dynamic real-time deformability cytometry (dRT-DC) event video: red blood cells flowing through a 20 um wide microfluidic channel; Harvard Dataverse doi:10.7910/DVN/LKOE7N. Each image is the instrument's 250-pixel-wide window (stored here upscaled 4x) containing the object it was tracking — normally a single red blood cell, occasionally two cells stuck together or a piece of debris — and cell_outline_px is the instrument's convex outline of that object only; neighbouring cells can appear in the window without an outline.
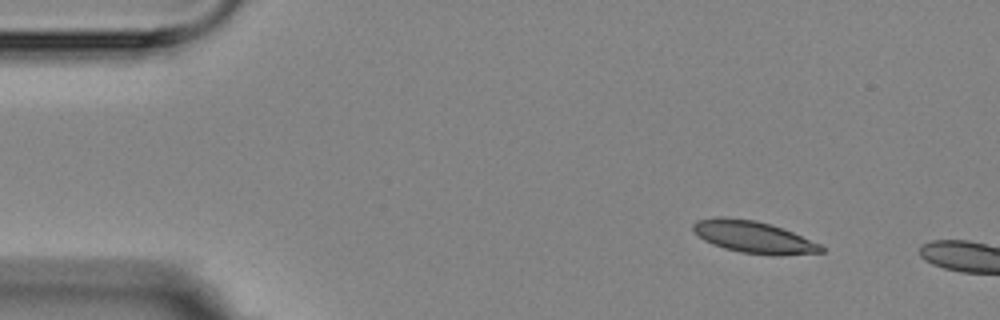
{"species": "Egyptian fruit bat (a non-hibernating species)", "species_latin": "Rousettus aegyptiacus", "temperature_condition": "room temperature", "stored_images_in_passage": 3, "camera_frame_rate_fps": 3000, "um_per_image_px": 0.085, "animal": {"sex": "female"}, "frame": {"image": 1, "passage_image": 1, "time_ms": 0.0, "image_size_px": [1000, 320], "cell_outline_px": [[824, 252], [780, 256], [740, 252], [724, 248], [712, 244], [704, 240], [692, 228], [692, 224], [696, 220], [716, 216], [724, 216], [756, 220], [772, 224], [784, 228], [820, 244], [824, 248]], "centroid_in_image_um": [64.05, 20.13], "position_along_channel_um": 20.9, "area_um2": 24.1}}